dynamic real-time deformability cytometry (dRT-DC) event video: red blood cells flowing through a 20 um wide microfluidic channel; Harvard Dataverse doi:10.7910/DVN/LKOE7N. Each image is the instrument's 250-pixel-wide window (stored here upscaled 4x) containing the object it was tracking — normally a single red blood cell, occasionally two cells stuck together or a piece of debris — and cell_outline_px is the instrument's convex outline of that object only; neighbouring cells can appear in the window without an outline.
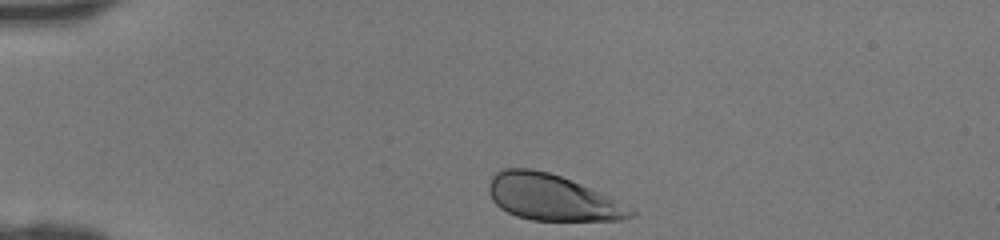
{"species": "human", "species_latin": "Homo sapiens", "temperature_condition": "room temperature", "stored_images_in_passage": 30, "camera_frame_rate_fps": 3000, "um_per_image_px": 0.085, "donor": {"sex": "female"}, "frame": {"image": 1, "passage_image": 1, "time_ms": 0.0, "image_size_px": [1000, 240], "cell_outline_px": [[636, 216], [620, 220], [532, 220], [516, 216], [500, 208], [492, 200], [488, 192], [488, 184], [492, 176], [500, 168], [532, 168], [548, 172], [560, 176], [580, 184], [608, 196], [616, 200], [636, 212]], "centroid_in_image_um": [46.87, 16.78], "position_along_channel_um": 38.1, "area_um2": 37.86}}
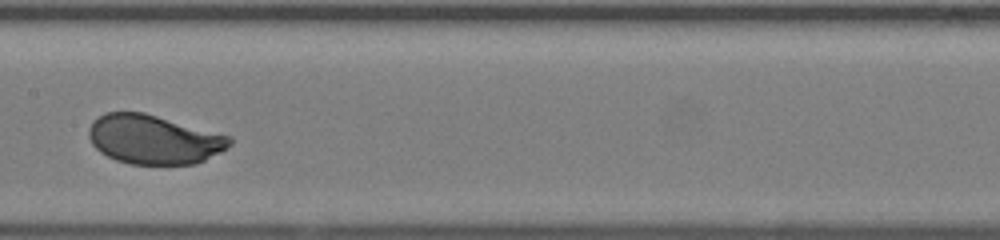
{"frame": {"image": 2, "passage_image": 15, "time_ms": 4.667, "image_size_px": [1000, 240], "cell_outline_px": [[232, 144], [228, 148], [196, 164], [128, 164], [116, 160], [100, 152], [92, 144], [88, 136], [88, 128], [92, 120], [104, 112], [144, 112], [232, 136]], "centroid_in_image_um": [13.06, 11.84], "position_along_channel_um": 194.3, "area_um2": 40.69}}
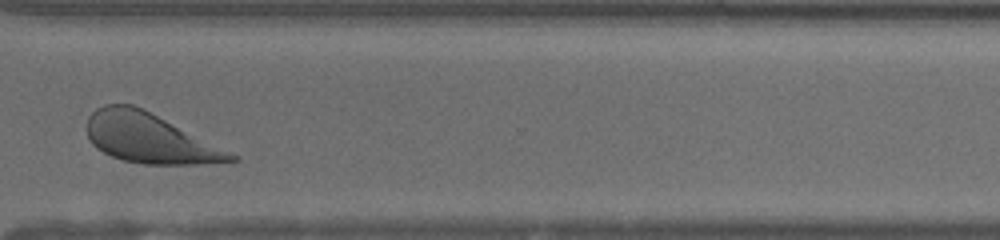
{"frame": {"image": 3, "passage_image": 26, "time_ms": 8.333, "image_size_px": [1000, 240], "cell_outline_px": [[240, 160], [196, 164], [144, 164], [124, 160], [112, 156], [96, 148], [92, 144], [88, 136], [88, 116], [96, 108], [104, 104], [132, 104], [240, 156]], "centroid_in_image_um": [12.69, 11.75], "position_along_channel_um": 357.9, "area_um2": 40.98}}